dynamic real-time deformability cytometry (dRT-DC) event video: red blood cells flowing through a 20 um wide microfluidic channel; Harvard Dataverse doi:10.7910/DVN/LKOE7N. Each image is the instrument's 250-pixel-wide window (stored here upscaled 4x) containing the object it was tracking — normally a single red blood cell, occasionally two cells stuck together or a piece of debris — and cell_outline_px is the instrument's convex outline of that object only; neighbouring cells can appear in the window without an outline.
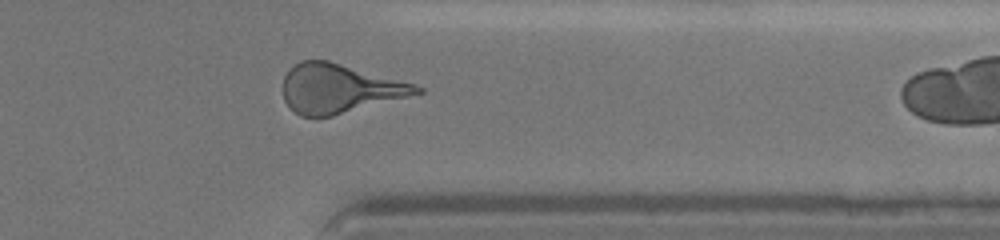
{"species": "human", "species_latin": "Homo sapiens", "temperature_condition": "cold", "stored_images_in_passage": 28, "camera_frame_rate_fps": 3000, "um_per_image_px": 0.085, "donor": {"sex": "female"}, "frame": {"image": 1, "passage_image": 27, "time_ms": 15.0, "image_size_px": [1000, 240], "cell_outline_px": [[424, 92], [332, 116], [300, 116], [284, 100], [284, 76], [288, 68], [292, 64], [300, 60], [328, 60], [416, 84], [424, 88]], "centroid_in_image_um": [28.83, 7.5], "position_along_channel_um": 382.6, "area_um2": 37.97}}